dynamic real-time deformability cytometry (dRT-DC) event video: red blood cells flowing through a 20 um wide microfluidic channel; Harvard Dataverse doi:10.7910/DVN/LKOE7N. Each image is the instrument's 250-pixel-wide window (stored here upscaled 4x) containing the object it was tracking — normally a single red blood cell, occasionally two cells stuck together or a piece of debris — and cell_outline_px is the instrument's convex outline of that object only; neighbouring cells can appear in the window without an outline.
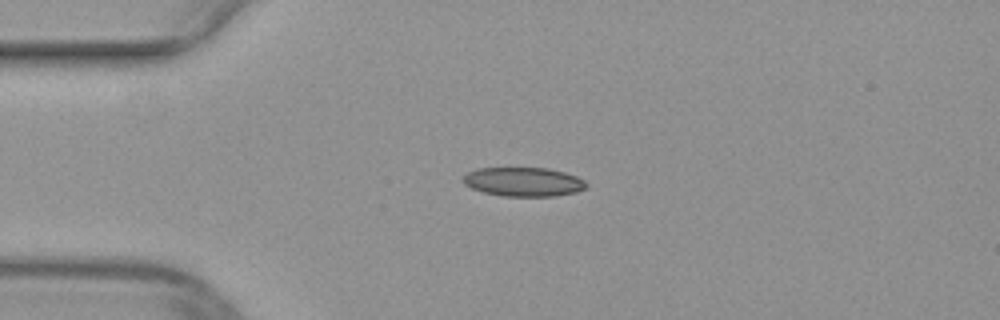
{"species": "common noctule bat (a hibernating species)", "species_latin": "Nyctalus noctula", "temperature_condition": "warm", "stored_images_in_passage": 33, "camera_frame_rate_fps": 3000, "um_per_image_px": 0.085, "animal": {"sex": "female", "body_mass_g": 29.2, "forearm_length_mm": 56.3}, "frame": {"image": 1, "passage_image": 1, "time_ms": 0.0, "image_size_px": [1000, 320], "cell_outline_px": [[588, 188], [576, 192], [556, 196], [504, 196], [484, 192], [472, 188], [464, 184], [464, 176], [468, 172], [476, 168], [548, 168], [564, 172], [576, 176], [584, 180], [588, 184]], "centroid_in_image_um": [44.54, 15.45], "position_along_channel_um": 40.5, "area_um2": 20.87}}
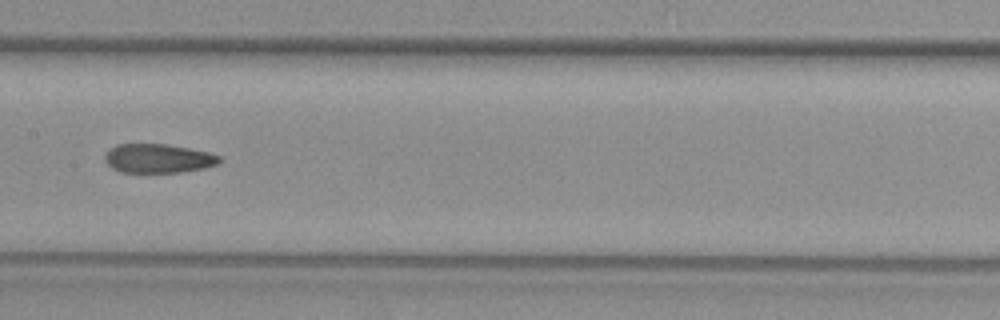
{"frame": {"image": 2, "passage_image": 14, "time_ms": 4.333, "image_size_px": [1000, 320], "cell_outline_px": [[220, 164], [204, 168], [180, 172], [120, 172], [112, 168], [104, 160], [104, 156], [108, 148], [116, 144], [168, 144], [208, 152], [220, 156]], "centroid_in_image_um": [13.42, 13.46], "position_along_channel_um": 194.0, "area_um2": 19.48}}
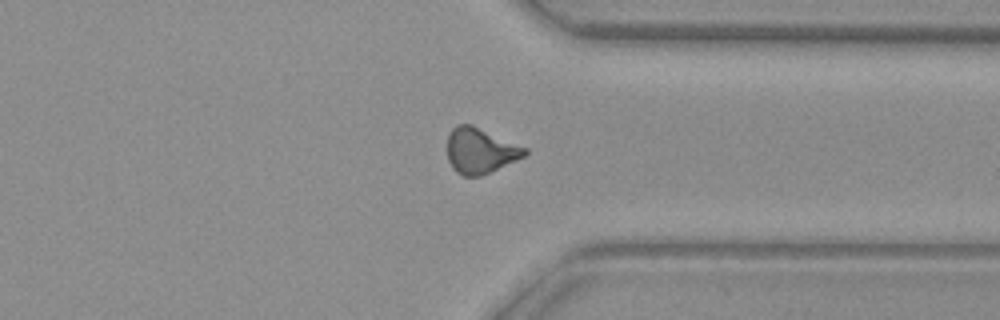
{"frame": {"image": 3, "passage_image": 27, "time_ms": 8.667, "image_size_px": [1000, 320], "cell_outline_px": [[528, 152], [524, 156], [480, 176], [464, 176], [456, 172], [452, 168], [448, 160], [448, 132], [456, 124], [472, 124], [528, 148]], "centroid_in_image_um": [40.8, 12.78], "position_along_channel_um": 370.6, "area_um2": 20.52}}